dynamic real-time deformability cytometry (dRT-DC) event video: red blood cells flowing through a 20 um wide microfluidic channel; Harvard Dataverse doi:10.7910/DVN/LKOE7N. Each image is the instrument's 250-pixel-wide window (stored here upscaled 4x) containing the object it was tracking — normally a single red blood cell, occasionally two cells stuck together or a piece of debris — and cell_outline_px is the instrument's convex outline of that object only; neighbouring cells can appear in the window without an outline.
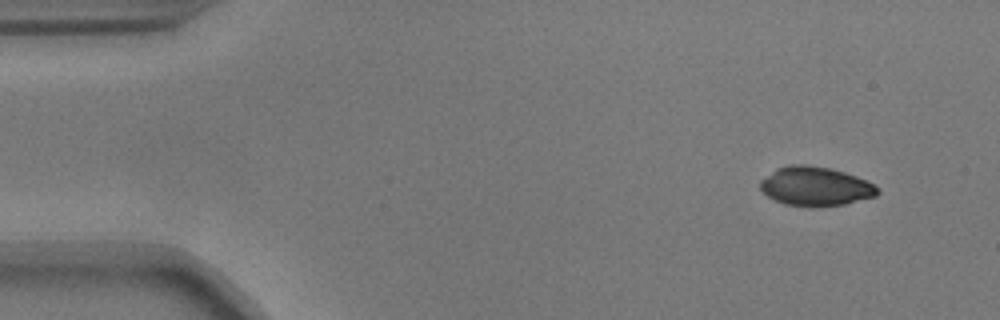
{"species": "common noctule bat (a hibernating species)", "species_latin": "Nyctalus noctula", "temperature_condition": "warm", "stored_images_in_passage": 51, "camera_frame_rate_fps": 3000, "um_per_image_px": 0.085, "animal": {"sex": "male", "body_mass_g": 17.9}, "frame": {"image": 1, "passage_image": 1, "time_ms": 0.0, "image_size_px": [1000, 320], "cell_outline_px": [[880, 192], [876, 196], [844, 204], [812, 208], [808, 208], [784, 204], [768, 196], [760, 188], [760, 180], [776, 168], [792, 164], [804, 164], [832, 168], [856, 176], [880, 188]], "centroid_in_image_um": [69.31, 15.85], "position_along_channel_um": 15.7, "area_um2": 26.93}}
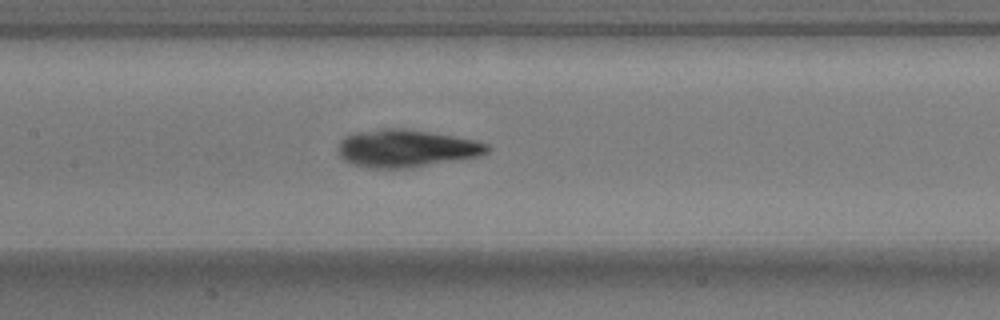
{"frame": {"image": 2, "passage_image": 22, "time_ms": 7.0, "image_size_px": [1000, 320], "cell_outline_px": [[492, 148], [488, 152], [480, 156], [460, 160], [412, 168], [364, 168], [352, 164], [344, 160], [340, 156], [340, 140], [344, 136], [352, 132], [380, 128], [404, 128], [476, 140], [488, 144]], "centroid_in_image_um": [34.54, 12.62], "position_along_channel_um": 172.9, "area_um2": 33.06}}
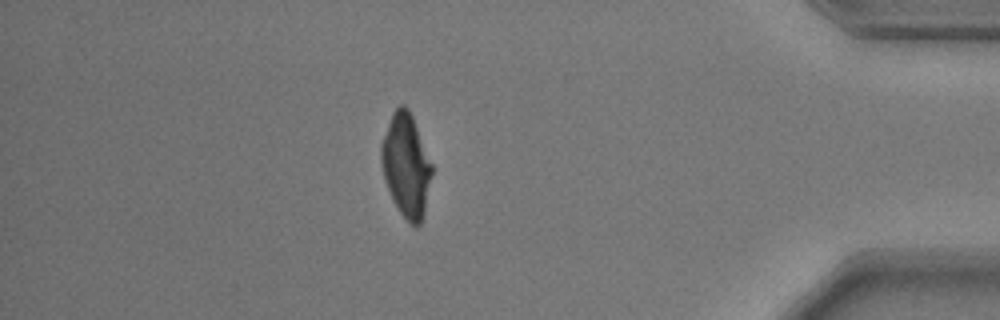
{"frame": {"image": 3, "passage_image": 44, "time_ms": 14.333, "image_size_px": [1000, 320], "cell_outline_px": [[432, 172], [424, 212], [420, 224], [416, 228], [408, 224], [400, 212], [384, 180], [380, 160], [380, 144], [392, 112], [400, 104], [404, 104], [408, 108], [412, 116], [432, 164]], "centroid_in_image_um": [34.5, 14.05], "position_along_channel_um": 400.7, "area_um2": 30.29}}